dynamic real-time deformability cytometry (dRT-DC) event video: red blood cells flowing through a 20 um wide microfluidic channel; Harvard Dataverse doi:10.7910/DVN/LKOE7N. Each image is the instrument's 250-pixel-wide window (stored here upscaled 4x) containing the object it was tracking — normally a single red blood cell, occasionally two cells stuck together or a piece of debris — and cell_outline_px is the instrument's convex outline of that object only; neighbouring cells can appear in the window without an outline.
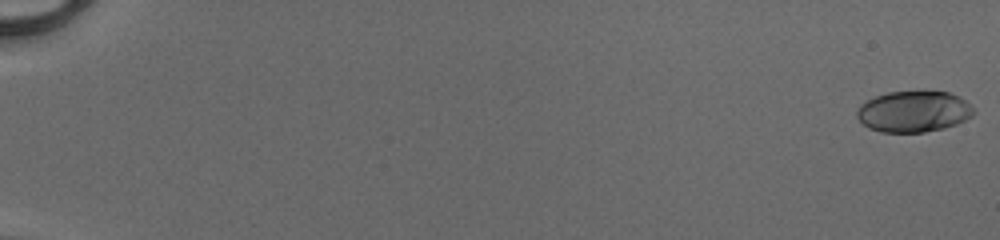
{"species": "human", "species_latin": "Homo sapiens", "temperature_condition": "cold", "stored_images_in_passage": 52, "camera_frame_rate_fps": 3000, "um_per_image_px": 0.085, "donor": {"sex": "male"}, "frame": {"image": 1, "passage_image": 1, "time_ms": 0.0, "image_size_px": [1000, 240], "cell_outline_px": [[976, 112], [972, 116], [956, 124], [944, 128], [924, 132], [880, 132], [868, 128], [856, 116], [856, 112], [860, 104], [876, 96], [888, 92], [924, 88], [948, 92], [960, 96]], "centroid_in_image_um": [77.66, 9.44], "position_along_channel_um": 7.3, "area_um2": 28.67}}
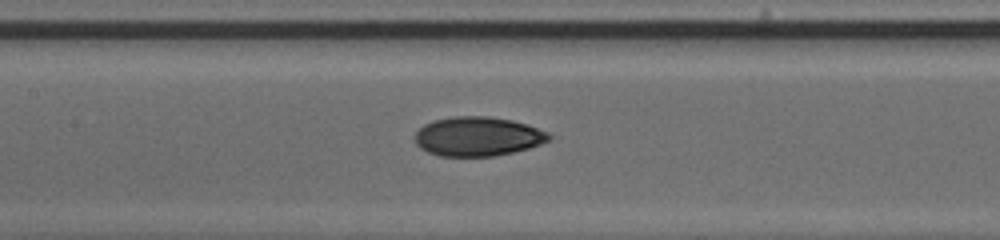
{"frame": {"image": 2, "passage_image": 28, "time_ms": 9.0, "image_size_px": [1000, 240], "cell_outline_px": [[552, 140], [528, 148], [512, 152], [492, 156], [440, 156], [428, 152], [420, 148], [416, 144], [416, 132], [424, 124], [432, 120], [456, 116], [488, 116], [512, 120], [528, 124], [548, 132], [552, 136]], "centroid_in_image_um": [40.63, 11.59], "position_along_channel_um": 166.8, "area_um2": 30.75}}
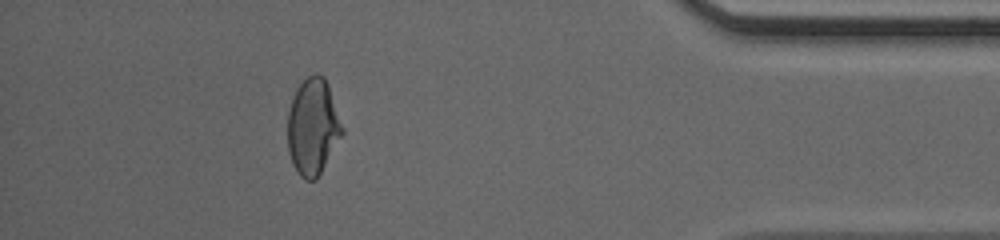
{"frame": {"image": 3, "passage_image": 48, "time_ms": 15.667, "image_size_px": [1000, 240], "cell_outline_px": [[344, 132], [316, 180], [304, 180], [300, 176], [292, 164], [288, 152], [288, 112], [292, 96], [296, 88], [308, 76], [316, 72], [324, 76], [328, 84], [344, 128]], "centroid_in_image_um": [26.59, 10.76], "position_along_channel_um": 408.6, "area_um2": 30.81}, "authors_computed_cell_mechanics": {"area_um2": 30.0271, "velocity_mm_per_s": 4.1698, "shape_relaxation_time_tau1_ms": 5.3063, "shape_relaxation_time_tau2_ms": 1.5562, "deformation_change_tau1": 0.1755, "deformation_change_tau2": 0.0561}}